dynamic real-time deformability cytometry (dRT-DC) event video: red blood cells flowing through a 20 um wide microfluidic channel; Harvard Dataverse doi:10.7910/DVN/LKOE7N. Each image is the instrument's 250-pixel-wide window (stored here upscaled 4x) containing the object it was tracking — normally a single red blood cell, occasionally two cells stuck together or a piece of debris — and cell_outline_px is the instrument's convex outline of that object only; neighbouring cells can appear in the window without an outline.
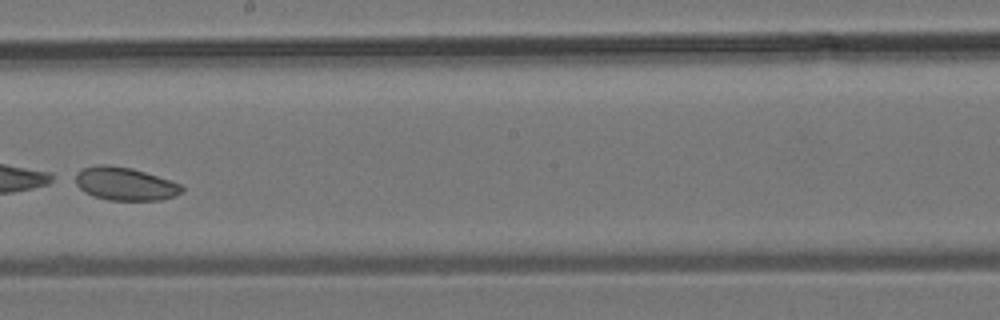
{"species": "common noctule bat (a hibernating species)", "species_latin": "Nyctalus noctula", "temperature_condition": "room temperature", "stored_images_in_passage": 36, "camera_frame_rate_fps": 3000, "um_per_image_px": 0.085, "animal": {"sex": "male", "body_mass_g": 19.2, "forearm_length_mm": 51.8}, "frame": {"image": 1, "passage_image": 21, "time_ms": 6.667, "image_size_px": [1000, 320], "cell_outline_px": [[184, 188], [180, 192], [172, 196], [152, 200], [116, 200], [96, 196], [80, 188], [76, 180], [76, 176], [84, 168], [128, 168], [180, 184]], "centroid_in_image_um": [10.67, 15.68], "position_along_channel_um": 237.5, "area_um2": 18.61}}